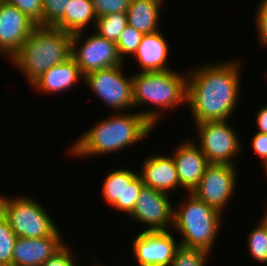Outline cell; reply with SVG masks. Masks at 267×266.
<instances>
[{
    "label": "cell",
    "mask_w": 267,
    "mask_h": 266,
    "mask_svg": "<svg viewBox=\"0 0 267 266\" xmlns=\"http://www.w3.org/2000/svg\"><path fill=\"white\" fill-rule=\"evenodd\" d=\"M241 65L239 61H218L191 68L187 73L186 104L194 124L228 121L239 97Z\"/></svg>",
    "instance_id": "1"
},
{
    "label": "cell",
    "mask_w": 267,
    "mask_h": 266,
    "mask_svg": "<svg viewBox=\"0 0 267 266\" xmlns=\"http://www.w3.org/2000/svg\"><path fill=\"white\" fill-rule=\"evenodd\" d=\"M119 114V115H118ZM155 127L139 112L117 113L100 120L69 147L71 156L92 157L122 151L135 145Z\"/></svg>",
    "instance_id": "2"
},
{
    "label": "cell",
    "mask_w": 267,
    "mask_h": 266,
    "mask_svg": "<svg viewBox=\"0 0 267 266\" xmlns=\"http://www.w3.org/2000/svg\"><path fill=\"white\" fill-rule=\"evenodd\" d=\"M72 34L52 26H37L11 57L31 85L45 71L71 58Z\"/></svg>",
    "instance_id": "3"
},
{
    "label": "cell",
    "mask_w": 267,
    "mask_h": 266,
    "mask_svg": "<svg viewBox=\"0 0 267 266\" xmlns=\"http://www.w3.org/2000/svg\"><path fill=\"white\" fill-rule=\"evenodd\" d=\"M187 73L174 70L139 72L133 75L134 107L148 104L154 109L139 111L154 127L165 109L176 108L186 103ZM163 111V112H162Z\"/></svg>",
    "instance_id": "4"
},
{
    "label": "cell",
    "mask_w": 267,
    "mask_h": 266,
    "mask_svg": "<svg viewBox=\"0 0 267 266\" xmlns=\"http://www.w3.org/2000/svg\"><path fill=\"white\" fill-rule=\"evenodd\" d=\"M188 194L187 200L183 199L178 208L174 207L173 228L182 235L180 245L211 252L222 223V213L194 194Z\"/></svg>",
    "instance_id": "5"
},
{
    "label": "cell",
    "mask_w": 267,
    "mask_h": 266,
    "mask_svg": "<svg viewBox=\"0 0 267 266\" xmlns=\"http://www.w3.org/2000/svg\"><path fill=\"white\" fill-rule=\"evenodd\" d=\"M1 213L17 237L44 238L59 228L44 207L29 196L0 195Z\"/></svg>",
    "instance_id": "6"
},
{
    "label": "cell",
    "mask_w": 267,
    "mask_h": 266,
    "mask_svg": "<svg viewBox=\"0 0 267 266\" xmlns=\"http://www.w3.org/2000/svg\"><path fill=\"white\" fill-rule=\"evenodd\" d=\"M124 64L100 69L84 76L83 81L108 108L125 112L134 108L133 75L124 76ZM126 109V110H125ZM125 110V111H124Z\"/></svg>",
    "instance_id": "7"
},
{
    "label": "cell",
    "mask_w": 267,
    "mask_h": 266,
    "mask_svg": "<svg viewBox=\"0 0 267 266\" xmlns=\"http://www.w3.org/2000/svg\"><path fill=\"white\" fill-rule=\"evenodd\" d=\"M195 126L198 146L209 164L236 165L233 160L239 155L242 144L229 121H205Z\"/></svg>",
    "instance_id": "8"
},
{
    "label": "cell",
    "mask_w": 267,
    "mask_h": 266,
    "mask_svg": "<svg viewBox=\"0 0 267 266\" xmlns=\"http://www.w3.org/2000/svg\"><path fill=\"white\" fill-rule=\"evenodd\" d=\"M83 34L84 32L72 34L71 54L83 76L124 63L119 57L116 42L107 40L93 32L85 41L83 40V43H80Z\"/></svg>",
    "instance_id": "9"
},
{
    "label": "cell",
    "mask_w": 267,
    "mask_h": 266,
    "mask_svg": "<svg viewBox=\"0 0 267 266\" xmlns=\"http://www.w3.org/2000/svg\"><path fill=\"white\" fill-rule=\"evenodd\" d=\"M237 169L234 165L209 164L198 186L192 191L198 199L223 212L230 198L234 195Z\"/></svg>",
    "instance_id": "10"
},
{
    "label": "cell",
    "mask_w": 267,
    "mask_h": 266,
    "mask_svg": "<svg viewBox=\"0 0 267 266\" xmlns=\"http://www.w3.org/2000/svg\"><path fill=\"white\" fill-rule=\"evenodd\" d=\"M170 196L144 185L129 216L143 225H149L144 231H168L169 226H173L174 214Z\"/></svg>",
    "instance_id": "11"
},
{
    "label": "cell",
    "mask_w": 267,
    "mask_h": 266,
    "mask_svg": "<svg viewBox=\"0 0 267 266\" xmlns=\"http://www.w3.org/2000/svg\"><path fill=\"white\" fill-rule=\"evenodd\" d=\"M102 187V196L115 210L130 215L135 208L140 190L144 186L139 172L119 168L110 170Z\"/></svg>",
    "instance_id": "12"
},
{
    "label": "cell",
    "mask_w": 267,
    "mask_h": 266,
    "mask_svg": "<svg viewBox=\"0 0 267 266\" xmlns=\"http://www.w3.org/2000/svg\"><path fill=\"white\" fill-rule=\"evenodd\" d=\"M170 231H141L133 239L132 252L138 266H171L176 242Z\"/></svg>",
    "instance_id": "13"
},
{
    "label": "cell",
    "mask_w": 267,
    "mask_h": 266,
    "mask_svg": "<svg viewBox=\"0 0 267 266\" xmlns=\"http://www.w3.org/2000/svg\"><path fill=\"white\" fill-rule=\"evenodd\" d=\"M37 25L17 7L0 1V54L11 57Z\"/></svg>",
    "instance_id": "14"
},
{
    "label": "cell",
    "mask_w": 267,
    "mask_h": 266,
    "mask_svg": "<svg viewBox=\"0 0 267 266\" xmlns=\"http://www.w3.org/2000/svg\"><path fill=\"white\" fill-rule=\"evenodd\" d=\"M176 164L180 187L187 193L198 186L204 175L206 167L209 165L205 155L199 148L195 140H184L172 154Z\"/></svg>",
    "instance_id": "15"
},
{
    "label": "cell",
    "mask_w": 267,
    "mask_h": 266,
    "mask_svg": "<svg viewBox=\"0 0 267 266\" xmlns=\"http://www.w3.org/2000/svg\"><path fill=\"white\" fill-rule=\"evenodd\" d=\"M60 230L44 238L17 237L12 256V266H41L64 245Z\"/></svg>",
    "instance_id": "16"
},
{
    "label": "cell",
    "mask_w": 267,
    "mask_h": 266,
    "mask_svg": "<svg viewBox=\"0 0 267 266\" xmlns=\"http://www.w3.org/2000/svg\"><path fill=\"white\" fill-rule=\"evenodd\" d=\"M139 174L142 176L145 186L169 195L174 190L181 188L176 164L171 156L155 153L147 156Z\"/></svg>",
    "instance_id": "17"
},
{
    "label": "cell",
    "mask_w": 267,
    "mask_h": 266,
    "mask_svg": "<svg viewBox=\"0 0 267 266\" xmlns=\"http://www.w3.org/2000/svg\"><path fill=\"white\" fill-rule=\"evenodd\" d=\"M80 78L83 80L84 76L71 57L45 71L30 86L39 92L55 94L58 92L59 94L61 91L65 92L75 87V84L80 82Z\"/></svg>",
    "instance_id": "18"
},
{
    "label": "cell",
    "mask_w": 267,
    "mask_h": 266,
    "mask_svg": "<svg viewBox=\"0 0 267 266\" xmlns=\"http://www.w3.org/2000/svg\"><path fill=\"white\" fill-rule=\"evenodd\" d=\"M162 32L144 34L133 55L136 64L139 63L140 72H155L171 70L167 67L169 48Z\"/></svg>",
    "instance_id": "19"
},
{
    "label": "cell",
    "mask_w": 267,
    "mask_h": 266,
    "mask_svg": "<svg viewBox=\"0 0 267 266\" xmlns=\"http://www.w3.org/2000/svg\"><path fill=\"white\" fill-rule=\"evenodd\" d=\"M165 0H132L127 9L128 25L143 34L159 31L160 12Z\"/></svg>",
    "instance_id": "20"
},
{
    "label": "cell",
    "mask_w": 267,
    "mask_h": 266,
    "mask_svg": "<svg viewBox=\"0 0 267 266\" xmlns=\"http://www.w3.org/2000/svg\"><path fill=\"white\" fill-rule=\"evenodd\" d=\"M96 20L92 0H72L63 16L52 27L75 34L85 32L86 26L92 21L95 26Z\"/></svg>",
    "instance_id": "21"
},
{
    "label": "cell",
    "mask_w": 267,
    "mask_h": 266,
    "mask_svg": "<svg viewBox=\"0 0 267 266\" xmlns=\"http://www.w3.org/2000/svg\"><path fill=\"white\" fill-rule=\"evenodd\" d=\"M127 25L126 13H114L98 17L95 23V29L98 35L116 42L120 33Z\"/></svg>",
    "instance_id": "22"
},
{
    "label": "cell",
    "mask_w": 267,
    "mask_h": 266,
    "mask_svg": "<svg viewBox=\"0 0 267 266\" xmlns=\"http://www.w3.org/2000/svg\"><path fill=\"white\" fill-rule=\"evenodd\" d=\"M248 250L257 262L267 263V227L260 220L248 235Z\"/></svg>",
    "instance_id": "23"
},
{
    "label": "cell",
    "mask_w": 267,
    "mask_h": 266,
    "mask_svg": "<svg viewBox=\"0 0 267 266\" xmlns=\"http://www.w3.org/2000/svg\"><path fill=\"white\" fill-rule=\"evenodd\" d=\"M210 254L200 248L180 245L175 251L171 266H205Z\"/></svg>",
    "instance_id": "24"
},
{
    "label": "cell",
    "mask_w": 267,
    "mask_h": 266,
    "mask_svg": "<svg viewBox=\"0 0 267 266\" xmlns=\"http://www.w3.org/2000/svg\"><path fill=\"white\" fill-rule=\"evenodd\" d=\"M16 238L8 220L0 213V262L6 266H12Z\"/></svg>",
    "instance_id": "25"
},
{
    "label": "cell",
    "mask_w": 267,
    "mask_h": 266,
    "mask_svg": "<svg viewBox=\"0 0 267 266\" xmlns=\"http://www.w3.org/2000/svg\"><path fill=\"white\" fill-rule=\"evenodd\" d=\"M143 33L137 31L132 26L127 25L125 29L120 33L118 40L116 41L117 51L119 57L123 58L133 56L139 47V44L142 40Z\"/></svg>",
    "instance_id": "26"
},
{
    "label": "cell",
    "mask_w": 267,
    "mask_h": 266,
    "mask_svg": "<svg viewBox=\"0 0 267 266\" xmlns=\"http://www.w3.org/2000/svg\"><path fill=\"white\" fill-rule=\"evenodd\" d=\"M17 7L37 26H43V0H4Z\"/></svg>",
    "instance_id": "27"
},
{
    "label": "cell",
    "mask_w": 267,
    "mask_h": 266,
    "mask_svg": "<svg viewBox=\"0 0 267 266\" xmlns=\"http://www.w3.org/2000/svg\"><path fill=\"white\" fill-rule=\"evenodd\" d=\"M72 0H43V26H53Z\"/></svg>",
    "instance_id": "28"
},
{
    "label": "cell",
    "mask_w": 267,
    "mask_h": 266,
    "mask_svg": "<svg viewBox=\"0 0 267 266\" xmlns=\"http://www.w3.org/2000/svg\"><path fill=\"white\" fill-rule=\"evenodd\" d=\"M132 0H92L96 18L114 14L126 13Z\"/></svg>",
    "instance_id": "29"
},
{
    "label": "cell",
    "mask_w": 267,
    "mask_h": 266,
    "mask_svg": "<svg viewBox=\"0 0 267 266\" xmlns=\"http://www.w3.org/2000/svg\"><path fill=\"white\" fill-rule=\"evenodd\" d=\"M255 14L254 21H256L258 42L267 47V0H260Z\"/></svg>",
    "instance_id": "30"
},
{
    "label": "cell",
    "mask_w": 267,
    "mask_h": 266,
    "mask_svg": "<svg viewBox=\"0 0 267 266\" xmlns=\"http://www.w3.org/2000/svg\"><path fill=\"white\" fill-rule=\"evenodd\" d=\"M67 246V243L41 266H76V258Z\"/></svg>",
    "instance_id": "31"
},
{
    "label": "cell",
    "mask_w": 267,
    "mask_h": 266,
    "mask_svg": "<svg viewBox=\"0 0 267 266\" xmlns=\"http://www.w3.org/2000/svg\"><path fill=\"white\" fill-rule=\"evenodd\" d=\"M252 148L254 152L261 158L262 165H267V134L257 132L252 140Z\"/></svg>",
    "instance_id": "32"
},
{
    "label": "cell",
    "mask_w": 267,
    "mask_h": 266,
    "mask_svg": "<svg viewBox=\"0 0 267 266\" xmlns=\"http://www.w3.org/2000/svg\"><path fill=\"white\" fill-rule=\"evenodd\" d=\"M256 125L258 132L267 134V105L262 106L257 111Z\"/></svg>",
    "instance_id": "33"
},
{
    "label": "cell",
    "mask_w": 267,
    "mask_h": 266,
    "mask_svg": "<svg viewBox=\"0 0 267 266\" xmlns=\"http://www.w3.org/2000/svg\"><path fill=\"white\" fill-rule=\"evenodd\" d=\"M267 209V208H266ZM265 209V215H263L264 217H262L260 220L266 225L267 227V210Z\"/></svg>",
    "instance_id": "34"
},
{
    "label": "cell",
    "mask_w": 267,
    "mask_h": 266,
    "mask_svg": "<svg viewBox=\"0 0 267 266\" xmlns=\"http://www.w3.org/2000/svg\"><path fill=\"white\" fill-rule=\"evenodd\" d=\"M94 266H104V265H100V263H97V265L95 264Z\"/></svg>",
    "instance_id": "35"
}]
</instances>
